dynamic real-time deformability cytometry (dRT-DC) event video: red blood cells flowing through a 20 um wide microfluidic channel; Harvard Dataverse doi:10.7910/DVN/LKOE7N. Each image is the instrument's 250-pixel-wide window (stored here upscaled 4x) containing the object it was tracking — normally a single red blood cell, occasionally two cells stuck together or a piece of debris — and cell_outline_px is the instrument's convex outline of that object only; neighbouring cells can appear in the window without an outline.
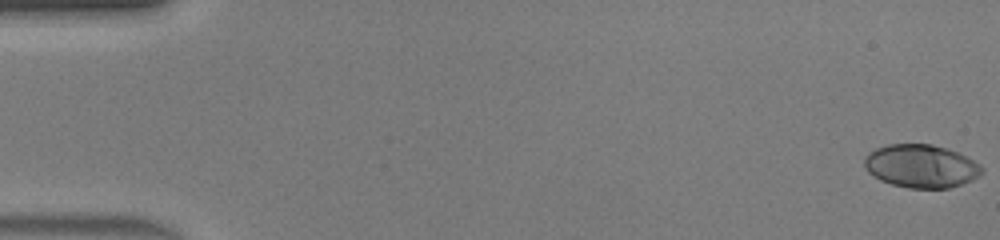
{"species": "human", "species_latin": "Homo sapiens", "temperature_condition": "warm", "stored_images_in_passage": 47, "camera_frame_rate_fps": 3000, "um_per_image_px": 0.085, "donor": {"sex": "male"}, "frame": {"image": 1, "passage_image": 1, "time_ms": 0.0, "image_size_px": [1000, 240], "cell_outline_px": [[984, 172], [980, 176], [972, 180], [948, 188], [908, 188], [892, 184], [880, 180], [872, 176], [864, 168], [864, 156], [868, 152], [876, 148], [888, 144], [932, 144], [956, 152], [980, 164], [984, 168]], "centroid_in_image_um": [78.26, 14.12], "position_along_channel_um": 6.7, "area_um2": 29.65}}
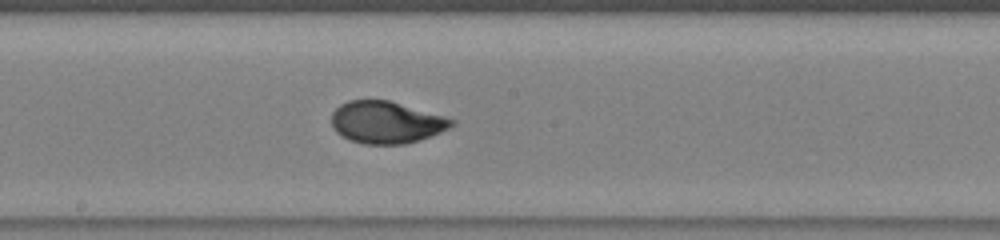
{"frame": {"image": 2, "passage_image": 26, "time_ms": 8.333, "image_size_px": [1000, 240], "cell_outline_px": [[456, 124], [440, 132], [420, 140], [404, 144], [364, 144], [348, 140], [340, 136], [332, 128], [332, 112], [340, 104], [348, 100], [388, 100], [456, 120]], "centroid_in_image_um": [32.79, 10.41], "position_along_channel_um": 215.4, "area_um2": 29.42}}
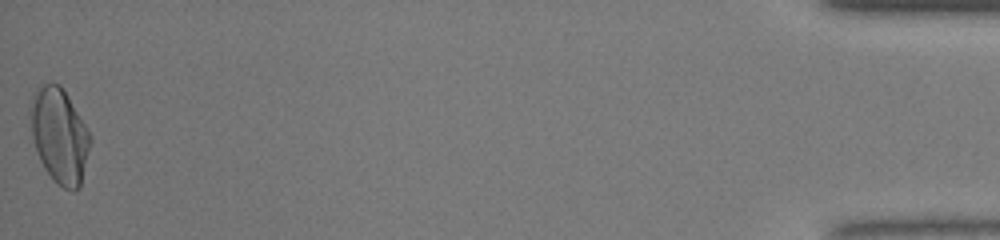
{"frame": {"image": 3, "passage_image": 47, "time_ms": 15.333, "image_size_px": [1000, 240], "cell_outline_px": [[92, 140], [80, 188], [76, 192], [72, 192], [56, 184], [44, 168], [40, 160], [32, 136], [28, 112], [28, 104], [32, 92], [36, 88], [44, 84], [60, 84], [92, 136]], "centroid_in_image_um": [5.03, 11.54], "position_along_channel_um": 430.2, "area_um2": 33.58}, "authors_computed_cell_mechanics": {"area_um2": 29.6514, "velocity_mm_per_s": 4.4654, "shape_relaxation_time_tau1_ms": 3.832, "shape_relaxation_time_tau2_ms": null, "deformation_change_tau1": 0.2046, "deformation_change_tau2": null}}